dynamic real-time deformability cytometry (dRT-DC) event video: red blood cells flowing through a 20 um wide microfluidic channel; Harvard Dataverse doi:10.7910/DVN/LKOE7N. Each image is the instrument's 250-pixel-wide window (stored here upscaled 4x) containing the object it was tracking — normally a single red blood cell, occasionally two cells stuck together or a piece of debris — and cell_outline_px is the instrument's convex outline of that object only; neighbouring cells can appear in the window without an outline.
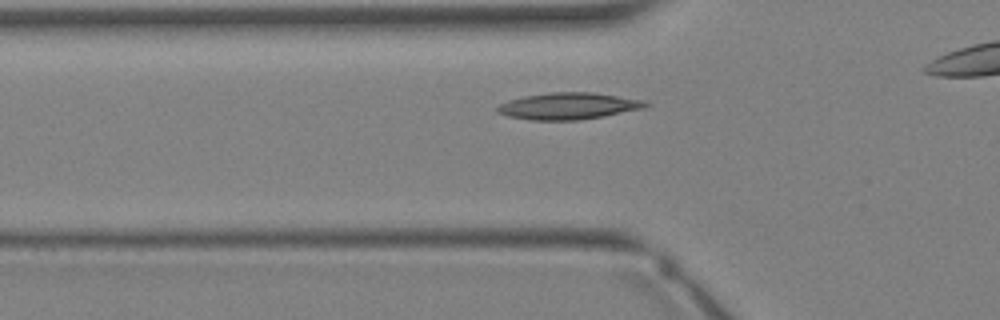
{"species": "Egyptian fruit bat (a non-hibernating species)", "species_latin": "Rousettus aegyptiacus", "temperature_condition": "warm", "stored_images_in_passage": 14, "camera_frame_rate_fps": 3000, "um_per_image_px": 0.085, "animal": {"sex": "female"}, "frame": {"image": 1, "passage_image": 6, "time_ms": 1.667, "image_size_px": [1000, 320], "cell_outline_px": [[652, 104], [644, 108], [604, 116], [580, 120], [532, 120], [508, 116], [496, 112], [496, 108], [500, 104], [508, 100], [524, 96], [548, 92], [592, 92], [648, 100]], "centroid_in_image_um": [48.36, 9.0], "position_along_channel_um": 77.4, "area_um2": 23.29}}
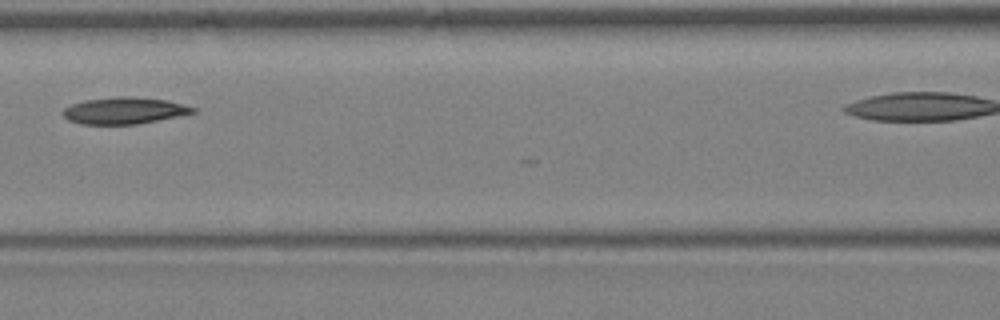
{"frame": {"image": 2, "passage_image": 10, "time_ms": 3.0, "image_size_px": [1000, 320], "cell_outline_px": [[196, 112], [136, 124], [80, 124], [68, 120], [60, 112], [64, 108], [72, 104], [84, 100], [120, 96], [128, 96], [168, 100], [196, 108]], "centroid_in_image_um": [10.51, 9.39], "position_along_channel_um": 156.1, "area_um2": 20.06}}
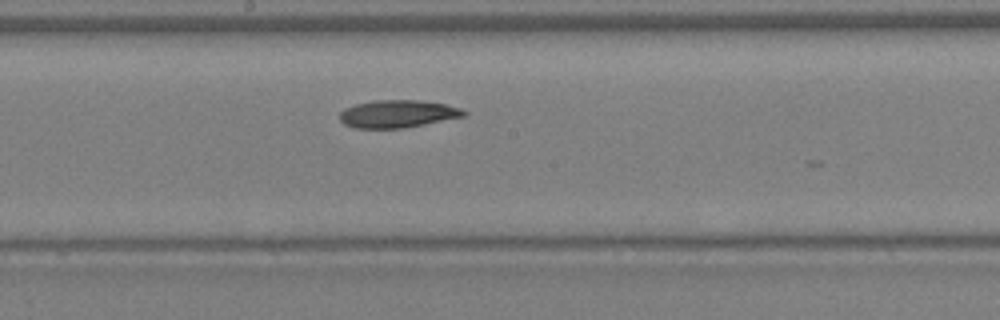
{"frame": {"image": 3, "passage_image": 13, "time_ms": 4.0, "image_size_px": [1000, 320], "cell_outline_px": [[468, 116], [404, 128], [352, 128], [344, 124], [340, 120], [340, 112], [344, 108], [356, 104], [376, 100], [416, 100], [444, 104], [460, 108], [468, 112]], "centroid_in_image_um": [33.82, 9.68], "position_along_channel_um": 214.4, "area_um2": 20.06}}